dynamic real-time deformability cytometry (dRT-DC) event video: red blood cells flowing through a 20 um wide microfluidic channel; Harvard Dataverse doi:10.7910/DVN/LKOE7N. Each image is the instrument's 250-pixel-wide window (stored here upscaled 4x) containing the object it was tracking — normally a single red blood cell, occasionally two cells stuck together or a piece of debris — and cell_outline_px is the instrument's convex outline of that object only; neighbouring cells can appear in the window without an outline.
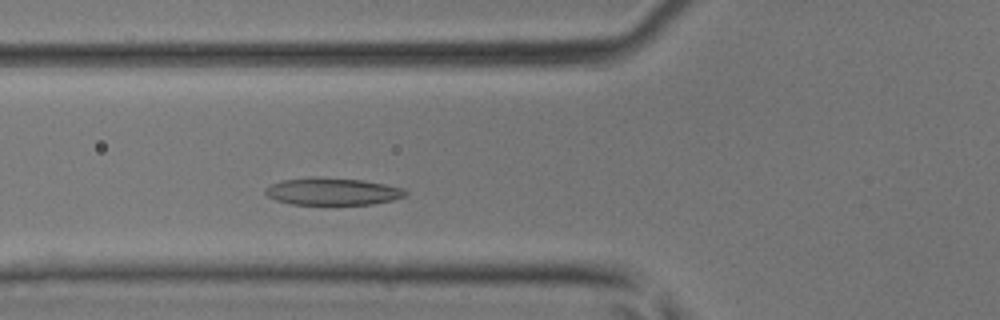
{"species": "common noctule bat (a hibernating species)", "species_latin": "Nyctalus noctula", "temperature_condition": "room temperature", "stored_images_in_passage": 38, "camera_frame_rate_fps": 3000, "um_per_image_px": 0.085, "animal": {"sex": "male", "body_mass_g": 17.9, "forearm_length_mm": 54.2}, "frame": {"image": 1, "passage_image": 10, "time_ms": 3.0, "image_size_px": [1000, 320], "cell_outline_px": [[408, 192], [404, 196], [392, 200], [372, 204], [292, 204], [276, 200], [268, 196], [264, 192], [264, 188], [272, 184], [284, 180], [312, 176], [360, 180], [384, 184], [404, 188]], "centroid_in_image_um": [28.24, 16.27], "position_along_channel_um": 97.6, "area_um2": 22.08}}
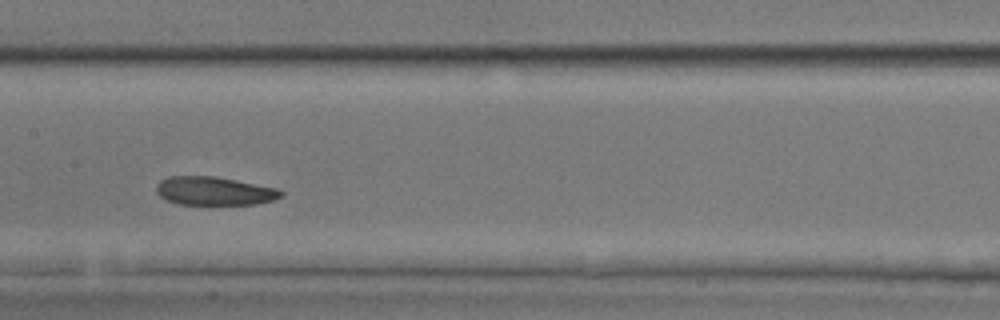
{"frame": {"image": 2, "passage_image": 16, "time_ms": 5.0, "image_size_px": [1000, 320], "cell_outline_px": [[284, 192], [280, 196], [272, 200], [256, 204], [180, 204], [164, 200], [156, 192], [156, 184], [160, 180], [168, 176], [216, 176], [276, 188]], "centroid_in_image_um": [18.15, 16.23], "position_along_channel_um": 189.2, "area_um2": 20.63}}
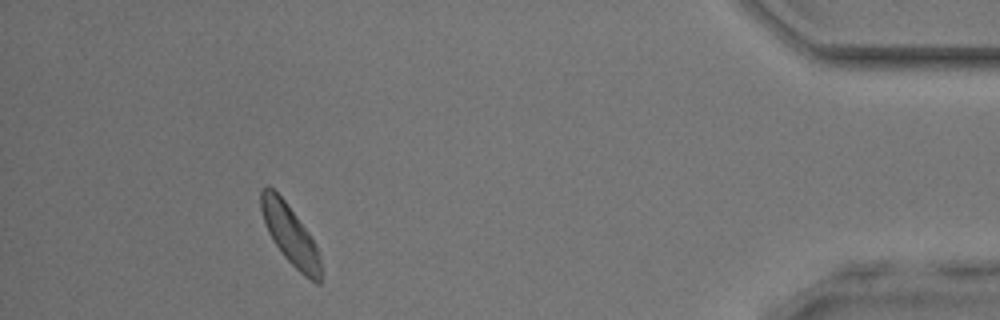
{"frame": {"image": 3, "passage_image": 34, "time_ms": 11.0, "image_size_px": [1000, 320], "cell_outline_px": [[320, 284], [316, 284], [304, 276], [284, 256], [268, 232], [260, 208], [260, 192], [264, 184], [268, 184], [284, 200], [308, 232], [316, 244], [320, 260]], "centroid_in_image_um": [24.65, 19.93], "position_along_channel_um": 410.6, "area_um2": 20.4}}